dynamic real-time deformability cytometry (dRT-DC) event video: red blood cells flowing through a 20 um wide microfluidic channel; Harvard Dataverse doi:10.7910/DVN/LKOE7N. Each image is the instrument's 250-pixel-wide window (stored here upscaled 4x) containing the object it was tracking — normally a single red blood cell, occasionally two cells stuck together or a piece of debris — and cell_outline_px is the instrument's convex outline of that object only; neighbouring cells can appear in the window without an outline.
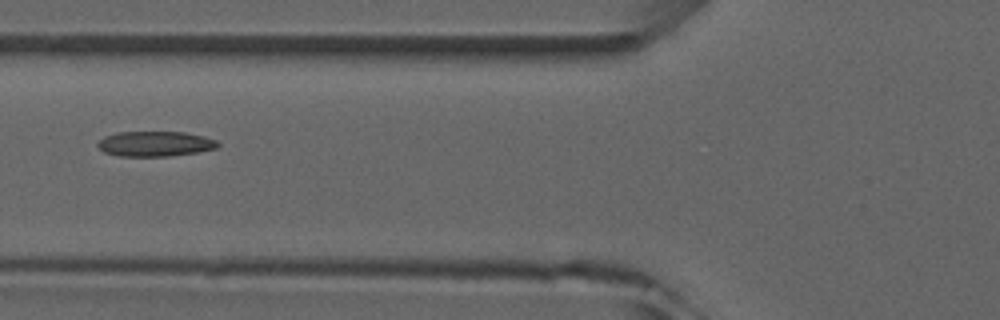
{"species": "common noctule bat (a hibernating species)", "species_latin": "Nyctalus noctula", "temperature_condition": "room temperature", "stored_images_in_passage": 6, "camera_frame_rate_fps": 3000, "um_per_image_px": 0.085, "animal": {"sex": "male", "forearm_length_mm": 52.5}, "frame": {"image": 1, "passage_image": 4, "time_ms": 4.667, "image_size_px": [1000, 320], "cell_outline_px": [[220, 144], [216, 148], [196, 152], [168, 156], [120, 156], [104, 152], [96, 144], [104, 136], [116, 132], [184, 132], [204, 136], [216, 140]], "centroid_in_image_um": [13.17, 12.22], "position_along_channel_um": 112.6, "area_um2": 17.51}}
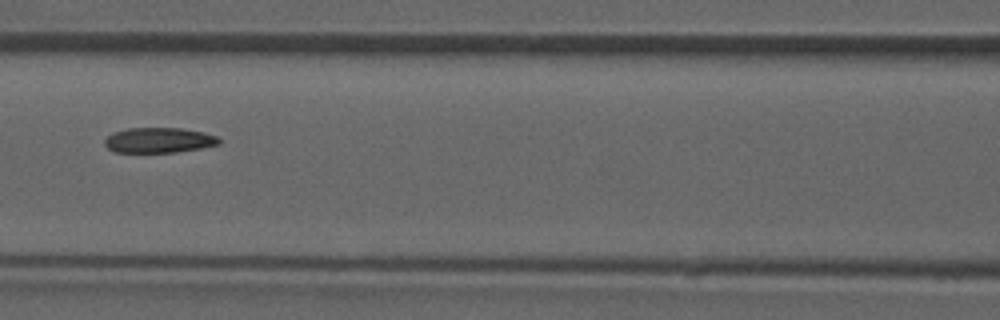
{"frame": {"image": 2, "passage_image": 5, "time_ms": 5.667, "image_size_px": [1000, 320], "cell_outline_px": [[220, 144], [200, 148], [176, 152], [116, 152], [108, 148], [104, 144], [104, 140], [112, 132], [128, 128], [180, 128], [204, 132], [216, 136], [220, 140]], "centroid_in_image_um": [13.49, 11.91], "position_along_channel_um": 153.1, "area_um2": 16.76}}